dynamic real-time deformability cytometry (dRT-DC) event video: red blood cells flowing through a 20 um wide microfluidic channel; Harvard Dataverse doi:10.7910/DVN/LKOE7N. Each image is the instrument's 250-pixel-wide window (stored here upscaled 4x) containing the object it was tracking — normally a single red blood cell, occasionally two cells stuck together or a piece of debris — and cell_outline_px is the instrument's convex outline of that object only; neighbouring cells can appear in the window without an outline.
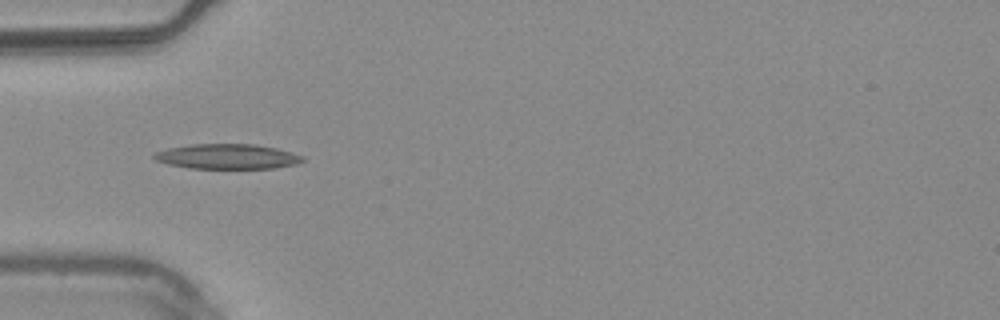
{"species": "common noctule bat (a hibernating species)", "species_latin": "Nyctalus noctula", "temperature_condition": "warm", "stored_images_in_passage": 24, "camera_frame_rate_fps": 3000, "um_per_image_px": 0.085, "animal": {"sex": "male", "body_mass_g": 20.4}, "frame": {"image": 1, "passage_image": 4, "time_ms": 1.0, "image_size_px": [1000, 320], "cell_outline_px": [[304, 160], [296, 164], [276, 168], [188, 168], [168, 164], [156, 160], [152, 156], [156, 152], [168, 148], [192, 144], [256, 144], [276, 148], [304, 156]], "centroid_in_image_um": [19.33, 13.3], "position_along_channel_um": 65.7, "area_um2": 21.56}}